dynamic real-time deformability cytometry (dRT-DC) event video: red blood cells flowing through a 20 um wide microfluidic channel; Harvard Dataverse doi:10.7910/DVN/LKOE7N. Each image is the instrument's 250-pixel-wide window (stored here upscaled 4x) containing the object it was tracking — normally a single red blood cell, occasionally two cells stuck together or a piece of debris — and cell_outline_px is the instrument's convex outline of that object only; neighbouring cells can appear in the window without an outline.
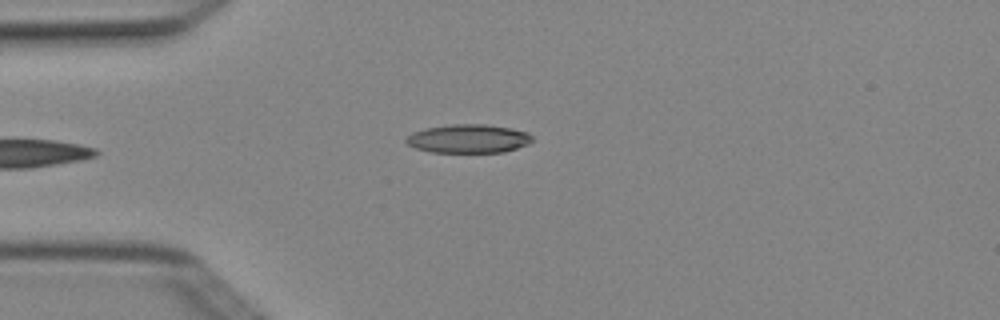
{"species": "Egyptian fruit bat (a non-hibernating species)", "species_latin": "Rousettus aegyptiacus", "temperature_condition": "cold", "stored_images_in_passage": 3, "camera_frame_rate_fps": 3000, "um_per_image_px": 0.085, "animal": {"sex": "female"}, "frame": {"image": 1, "passage_image": 1, "time_ms": 0.0, "image_size_px": [1000, 320], "cell_outline_px": [[532, 140], [528, 144], [504, 152], [432, 152], [416, 148], [408, 144], [404, 140], [412, 132], [424, 128], [452, 124], [484, 124], [508, 128], [528, 132], [532, 136]], "centroid_in_image_um": [39.79, 11.78], "position_along_channel_um": 45.2, "area_um2": 20.92}}
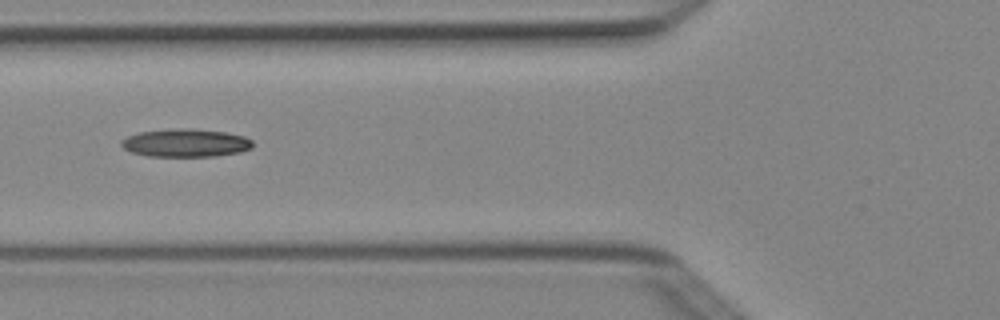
{"frame": {"image": 2, "passage_image": 3, "time_ms": 0.667, "image_size_px": [1000, 320], "cell_outline_px": [[252, 148], [240, 152], [216, 156], [148, 156], [132, 152], [124, 148], [120, 144], [120, 140], [128, 136], [140, 132], [180, 128], [188, 128], [228, 132], [244, 136], [252, 140]], "centroid_in_image_um": [15.8, 12.14], "position_along_channel_um": 110.0, "area_um2": 21.44}}